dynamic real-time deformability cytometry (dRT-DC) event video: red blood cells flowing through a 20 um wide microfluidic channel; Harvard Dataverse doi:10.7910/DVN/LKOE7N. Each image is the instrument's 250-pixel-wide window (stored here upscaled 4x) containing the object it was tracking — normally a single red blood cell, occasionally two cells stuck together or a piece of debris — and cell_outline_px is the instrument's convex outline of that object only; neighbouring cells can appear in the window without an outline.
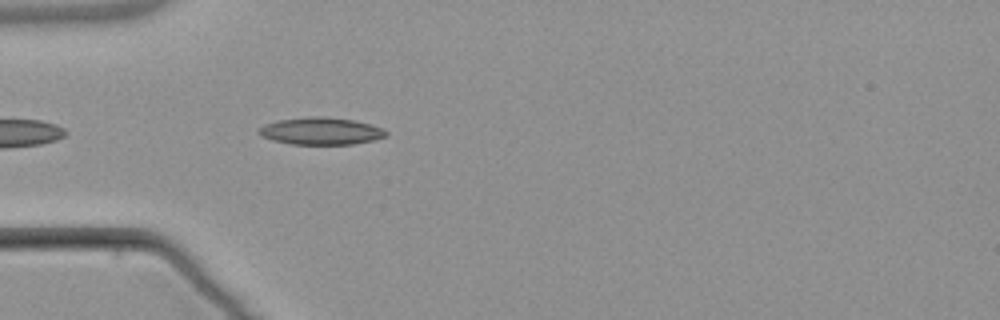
{"species": "common noctule bat (a hibernating species)", "species_latin": "Nyctalus noctula", "temperature_condition": "warm", "stored_images_in_passage": 4, "camera_frame_rate_fps": 3000, "um_per_image_px": 0.085, "animal": {"sex": "male", "body_mass_g": 21.5, "forearm_length_mm": 52.0}, "frame": {"image": 1, "passage_image": 4, "time_ms": 3.667, "image_size_px": [1000, 320], "cell_outline_px": [[388, 136], [372, 140], [352, 144], [292, 144], [272, 140], [260, 136], [256, 132], [264, 124], [280, 120], [308, 116], [320, 116], [352, 120], [372, 124], [384, 128], [388, 132]], "centroid_in_image_um": [27.28, 11.14], "position_along_channel_um": 57.7, "area_um2": 20.23}}